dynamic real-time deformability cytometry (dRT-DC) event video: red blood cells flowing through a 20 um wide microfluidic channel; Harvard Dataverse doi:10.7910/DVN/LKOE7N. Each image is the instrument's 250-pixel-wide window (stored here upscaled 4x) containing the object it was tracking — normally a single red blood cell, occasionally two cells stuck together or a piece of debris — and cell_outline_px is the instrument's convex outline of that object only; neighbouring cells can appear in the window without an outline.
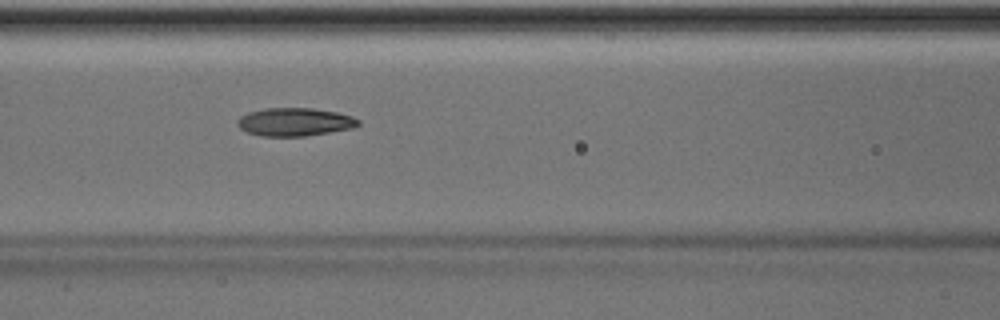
{"species": "Egyptian fruit bat (a non-hibernating species)", "species_latin": "Rousettus aegyptiacus", "temperature_condition": "room temperature", "stored_images_in_passage": 18, "camera_frame_rate_fps": 3000, "um_per_image_px": 0.085, "animal": {"sex": "male"}, "frame": {"image": 1, "passage_image": 8, "time_ms": 2.333, "image_size_px": [1000, 320], "cell_outline_px": [[360, 124], [352, 128], [304, 136], [260, 136], [248, 132], [240, 128], [236, 124], [236, 120], [240, 116], [248, 112], [264, 108], [312, 108], [336, 112], [352, 116], [360, 120]], "centroid_in_image_um": [25.02, 10.36], "position_along_channel_um": 141.6, "area_um2": 19.83}}